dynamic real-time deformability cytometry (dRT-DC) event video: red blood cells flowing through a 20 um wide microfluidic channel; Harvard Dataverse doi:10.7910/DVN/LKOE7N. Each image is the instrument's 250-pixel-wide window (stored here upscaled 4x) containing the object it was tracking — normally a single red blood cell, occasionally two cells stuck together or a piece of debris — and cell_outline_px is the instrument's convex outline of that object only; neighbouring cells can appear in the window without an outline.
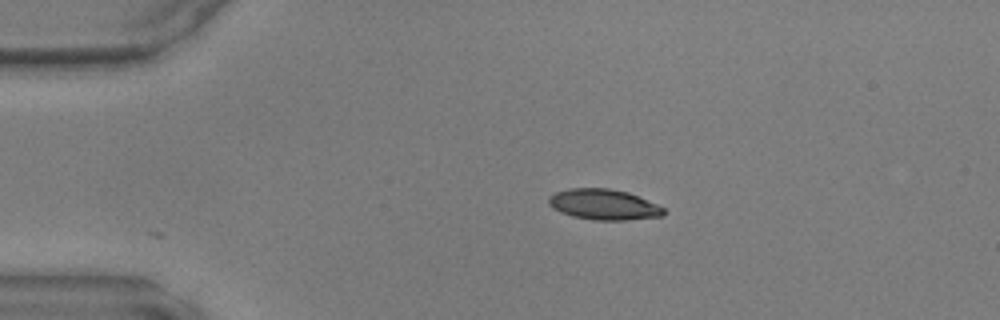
{"species": "common noctule bat (a hibernating species)", "species_latin": "Nyctalus noctula", "temperature_condition": "warm", "stored_images_in_passage": 21, "camera_frame_rate_fps": 3000, "um_per_image_px": 0.085, "animal": {"sex": "male", "body_mass_g": 17.9, "forearm_length_mm": 54.2}, "frame": {"image": 1, "passage_image": 1, "time_ms": 0.0, "image_size_px": [1000, 320], "cell_outline_px": [[664, 216], [624, 220], [592, 220], [572, 216], [560, 212], [552, 208], [548, 204], [548, 196], [556, 192], [568, 188], [608, 188], [628, 192], [656, 204], [664, 208]], "centroid_in_image_um": [51.27, 17.38], "position_along_channel_um": 33.7, "area_um2": 20.58}}
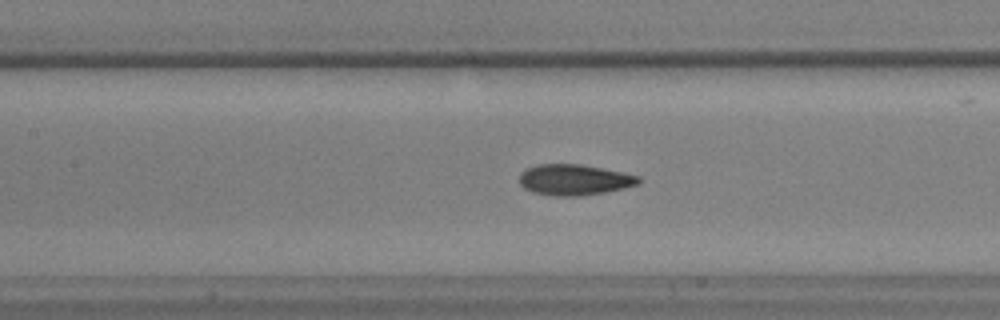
{"frame": {"image": 2, "passage_image": 13, "time_ms": 4.0, "image_size_px": [1000, 320], "cell_outline_px": [[640, 184], [624, 188], [604, 192], [580, 196], [556, 196], [532, 192], [524, 188], [520, 184], [520, 172], [536, 164], [580, 164], [624, 172], [640, 176]], "centroid_in_image_um": [48.82, 15.28], "position_along_channel_um": 158.6, "area_um2": 21.5}}
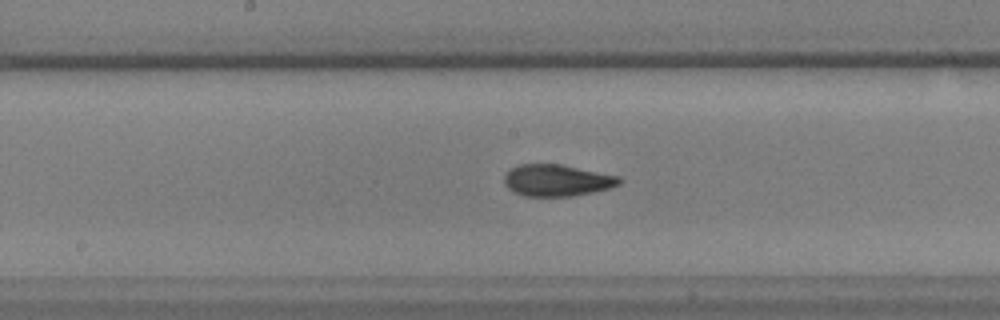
{"frame": {"image": 3, "passage_image": 16, "time_ms": 5.0, "image_size_px": [1000, 320], "cell_outline_px": [[624, 180], [620, 184], [608, 188], [592, 192], [572, 196], [524, 196], [512, 192], [504, 184], [504, 176], [508, 168], [520, 164], [560, 164], [620, 176]], "centroid_in_image_um": [47.31, 15.32], "position_along_channel_um": 200.9, "area_um2": 21.44}}